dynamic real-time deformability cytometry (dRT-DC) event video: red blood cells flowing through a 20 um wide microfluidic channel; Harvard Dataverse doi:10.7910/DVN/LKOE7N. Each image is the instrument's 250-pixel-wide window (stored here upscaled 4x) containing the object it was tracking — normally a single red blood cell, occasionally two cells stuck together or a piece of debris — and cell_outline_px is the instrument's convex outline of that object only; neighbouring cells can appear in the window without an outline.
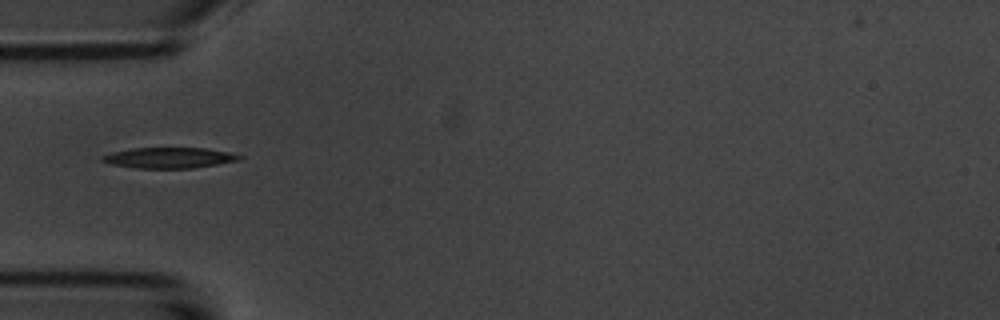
{"species": "common noctule bat (a hibernating species)", "species_latin": "Nyctalus noctula", "temperature_condition": "room temperature", "stored_images_in_passage": 15, "camera_frame_rate_fps": 3000, "um_per_image_px": 0.085, "animal": {"sex": "male", "body_mass_g": 20.1, "forearm_length_mm": 53.5}, "frame": {"image": 1, "passage_image": 5, "time_ms": 5.333, "image_size_px": [1000, 320], "cell_outline_px": [[244, 156], [240, 160], [192, 168], [136, 168], [112, 164], [100, 160], [100, 156], [112, 152], [132, 148], [208, 148], [228, 152]], "centroid_in_image_um": [14.37, 13.41], "position_along_channel_um": 70.6, "area_um2": 16.47}}
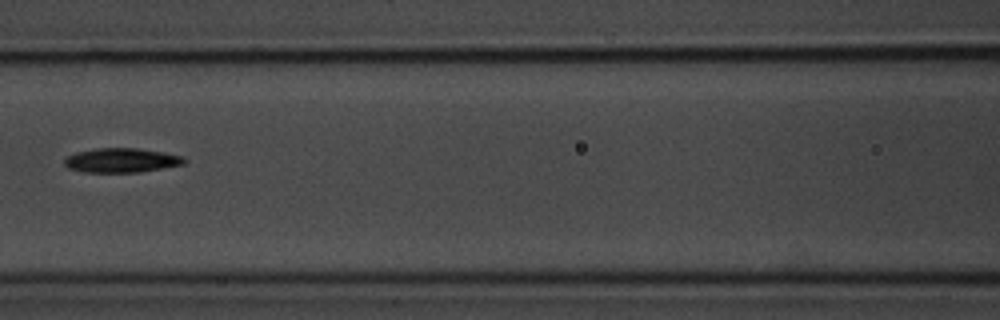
{"frame": {"image": 2, "passage_image": 7, "time_ms": 7.667, "image_size_px": [1000, 320], "cell_outline_px": [[188, 160], [184, 164], [140, 172], [84, 172], [68, 168], [64, 164], [64, 160], [68, 156], [76, 152], [96, 148], [136, 148], [184, 156]], "centroid_in_image_um": [10.32, 13.63], "position_along_channel_um": 156.3, "area_um2": 16.94}, "authors_computed_cell_mechanics": {"area_um2": 16.3574, "velocity_mm_per_s": 3.6265, "shape_relaxation_time_tau1_ms": 5.8425, "shape_relaxation_time_tau2_ms": null, "deformation_change_tau1": 0.12, "deformation_change_tau2": null}}